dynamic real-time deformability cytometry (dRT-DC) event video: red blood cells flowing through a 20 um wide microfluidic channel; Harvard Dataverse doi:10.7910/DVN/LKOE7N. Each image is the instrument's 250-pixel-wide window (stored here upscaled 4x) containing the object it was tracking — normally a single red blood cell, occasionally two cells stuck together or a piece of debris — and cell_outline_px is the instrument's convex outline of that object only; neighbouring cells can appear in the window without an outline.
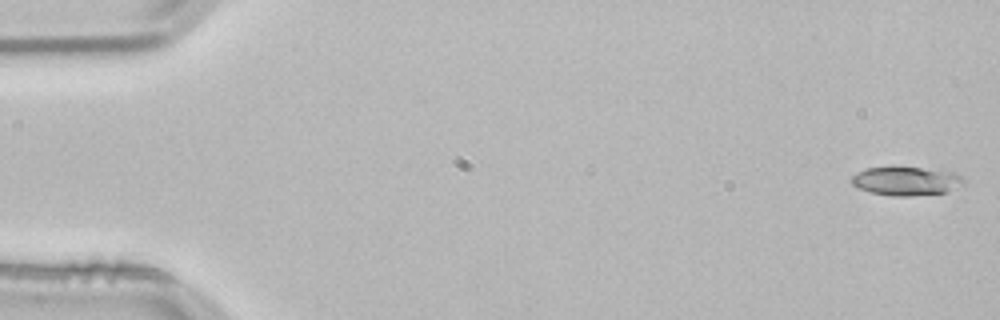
{"species": "common noctule bat (a hibernating species)", "species_latin": "Nyctalus noctula", "temperature_condition": "room temperature", "stored_images_in_passage": 15, "camera_frame_rate_fps": 3000, "um_per_image_px": 0.085, "animal": {"sex": "male", "body_mass_g": 21.5, "forearm_length_mm": 52.0}, "frame": {"image": 1, "passage_image": 1, "time_ms": 0.0, "image_size_px": [1000, 320], "cell_outline_px": [[964, 184], [944, 192], [908, 196], [892, 196], [872, 192], [860, 188], [852, 184], [848, 180], [856, 172], [868, 168], [920, 168], [952, 172], [960, 176], [964, 180]], "centroid_in_image_um": [76.98, 15.39], "position_along_channel_um": 8.0, "area_um2": 18.26}}
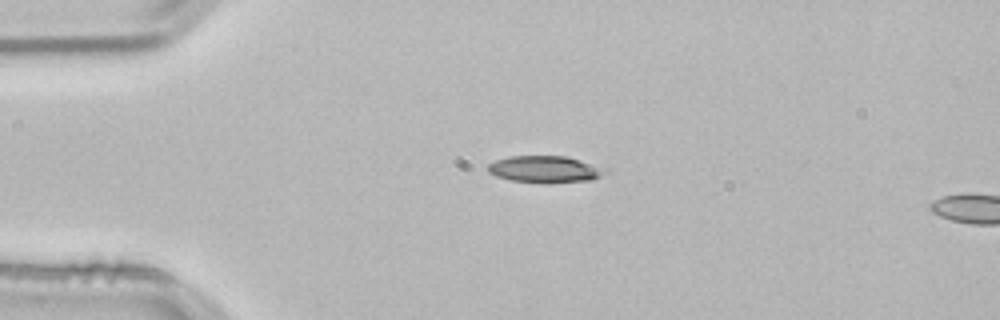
{"frame": {"image": 2, "passage_image": 12, "time_ms": 3.667, "image_size_px": [1000, 320], "cell_outline_px": [[600, 176], [592, 180], [548, 184], [512, 180], [496, 176], [488, 172], [488, 164], [496, 160], [508, 156], [568, 156], [600, 172]], "centroid_in_image_um": [46.1, 14.41], "position_along_channel_um": 38.9, "area_um2": 17.51}}